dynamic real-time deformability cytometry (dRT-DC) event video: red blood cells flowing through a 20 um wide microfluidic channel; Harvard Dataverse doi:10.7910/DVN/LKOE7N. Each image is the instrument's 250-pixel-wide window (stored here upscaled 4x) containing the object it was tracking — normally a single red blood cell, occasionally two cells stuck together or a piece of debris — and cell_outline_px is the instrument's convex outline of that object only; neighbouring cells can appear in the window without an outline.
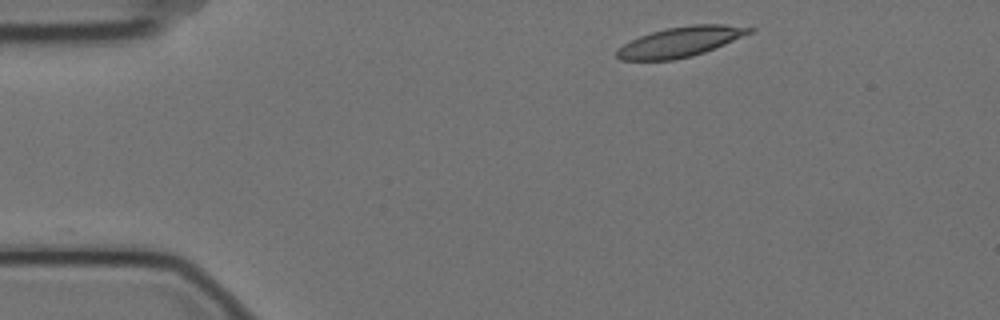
{"species": "Egyptian fruit bat (a non-hibernating species)", "species_latin": "Rousettus aegyptiacus", "temperature_condition": "cold", "stored_images_in_passage": 3, "camera_frame_rate_fps": 3000, "um_per_image_px": 0.085, "animal": {"sex": "female"}, "frame": {"image": 1, "passage_image": 1, "time_ms": 0.0, "image_size_px": [1000, 320], "cell_outline_px": [[756, 28], [752, 32], [724, 44], [704, 52], [692, 56], [672, 60], [620, 60], [616, 56], [616, 48], [640, 36], [652, 32], [668, 28], [692, 24], [724, 24]], "centroid_in_image_um": [57.81, 3.55], "position_along_channel_um": 27.2, "area_um2": 23.0}}